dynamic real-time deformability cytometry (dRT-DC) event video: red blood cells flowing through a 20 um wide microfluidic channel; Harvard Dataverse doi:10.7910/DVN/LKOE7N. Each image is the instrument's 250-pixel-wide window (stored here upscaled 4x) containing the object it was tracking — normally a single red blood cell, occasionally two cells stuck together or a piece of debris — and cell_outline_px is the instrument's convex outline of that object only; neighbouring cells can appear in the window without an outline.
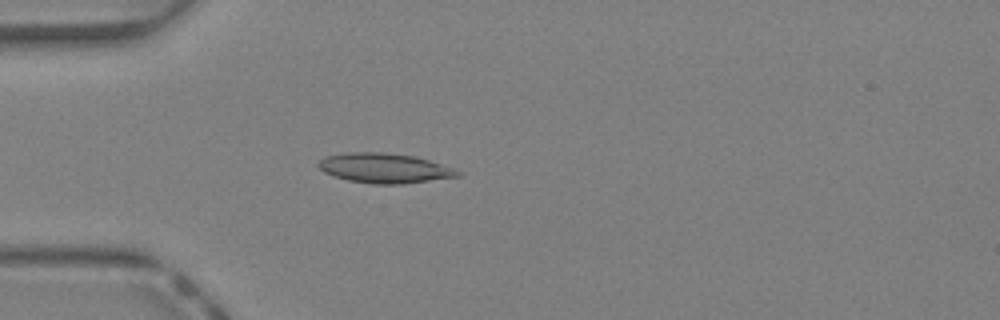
{"species": "Egyptian fruit bat (a non-hibernating species)", "species_latin": "Rousettus aegyptiacus", "temperature_condition": "warm", "stored_images_in_passage": 39, "camera_frame_rate_fps": 3000, "um_per_image_px": 0.085, "animal": {"sex": "female"}, "frame": {"image": 1, "passage_image": 9, "time_ms": 2.667, "image_size_px": [1000, 320], "cell_outline_px": [[460, 176], [404, 184], [372, 184], [348, 180], [332, 176], [324, 172], [316, 164], [324, 156], [344, 152], [380, 152], [416, 156], [452, 168], [460, 172]], "centroid_in_image_um": [32.62, 14.29], "position_along_channel_um": 52.4, "area_um2": 24.22}}
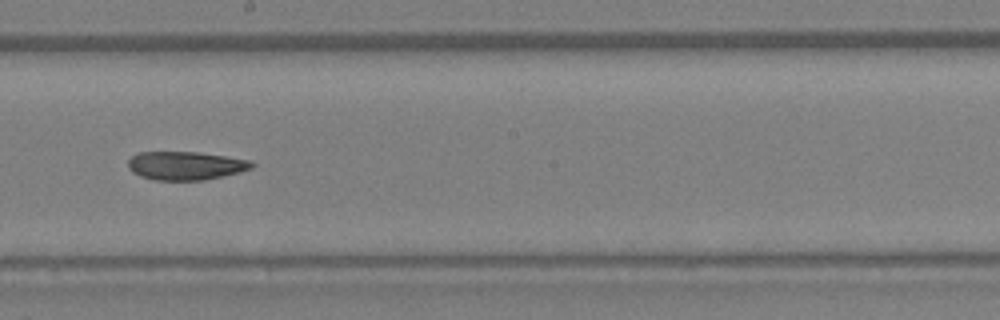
{"frame": {"image": 2, "passage_image": 21, "time_ms": 6.667, "image_size_px": [1000, 320], "cell_outline_px": [[256, 164], [252, 168], [240, 172], [204, 180], [156, 180], [140, 176], [132, 172], [128, 168], [128, 160], [132, 156], [140, 152], [196, 152], [224, 156], [248, 160]], "centroid_in_image_um": [15.76, 14.08], "position_along_channel_um": 232.4, "area_um2": 20.4}}
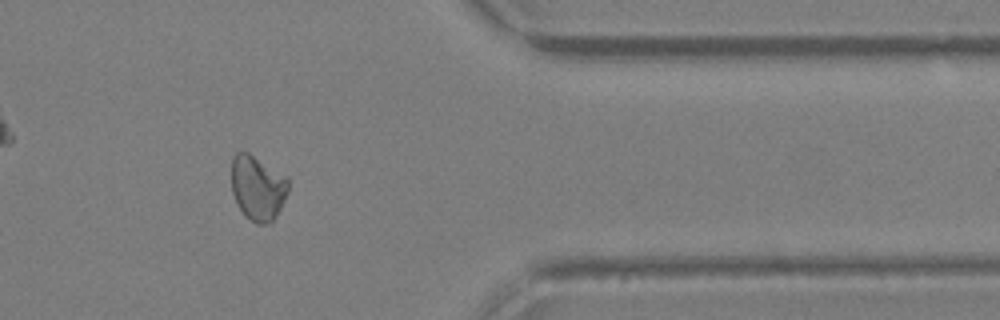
{"frame": {"image": 3, "passage_image": 32, "time_ms": 10.333, "image_size_px": [1000, 320], "cell_outline_px": [[288, 192], [272, 224], [256, 224], [244, 216], [236, 204], [232, 192], [232, 156], [236, 152], [248, 152], [288, 176]], "centroid_in_image_um": [21.9, 15.98], "position_along_channel_um": 389.5, "area_um2": 21.85}}